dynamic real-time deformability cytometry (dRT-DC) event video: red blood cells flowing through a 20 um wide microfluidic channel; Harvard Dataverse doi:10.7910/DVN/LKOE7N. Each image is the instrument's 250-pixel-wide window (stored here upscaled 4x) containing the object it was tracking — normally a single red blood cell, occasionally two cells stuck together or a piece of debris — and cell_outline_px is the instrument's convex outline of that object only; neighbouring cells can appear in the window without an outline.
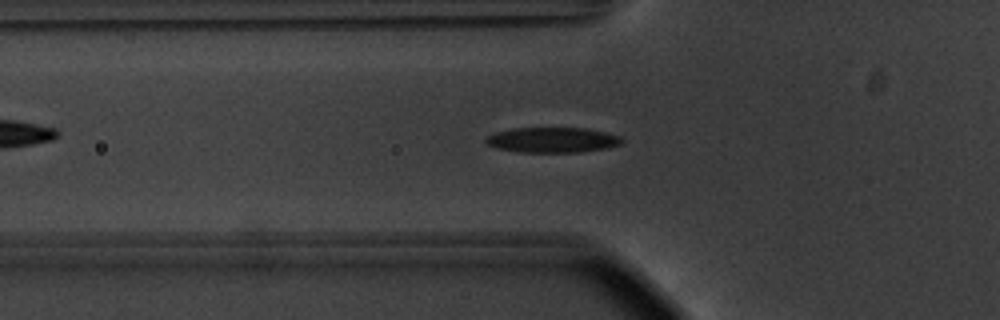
{"species": "common noctule bat (a hibernating species)", "species_latin": "Nyctalus noctula", "temperature_condition": "warm", "stored_images_in_passage": 43, "camera_frame_rate_fps": 3000, "um_per_image_px": 0.085, "animal": {"sex": "male", "body_mass_g": 20.1, "forearm_length_mm": 53.5}, "frame": {"image": 1, "passage_image": 19, "time_ms": 6.0, "image_size_px": [1000, 320], "cell_outline_px": [[624, 140], [620, 144], [608, 148], [580, 152], [520, 152], [496, 148], [488, 144], [484, 140], [488, 136], [496, 132], [512, 128], [588, 128], [620, 136]], "centroid_in_image_um": [46.97, 11.89], "position_along_channel_um": 78.8, "area_um2": 20.0}, "authors_computed_cell_mechanics": {"area_um2": 20.0566, "velocity_mm_per_s": 3.7305, "shape_relaxation_time_tau1_ms": 3.0083, "shape_relaxation_time_tau2_ms": 2.8313, "deformation_change_tau1": 0.1497, "deformation_change_tau2": 0.0953}}